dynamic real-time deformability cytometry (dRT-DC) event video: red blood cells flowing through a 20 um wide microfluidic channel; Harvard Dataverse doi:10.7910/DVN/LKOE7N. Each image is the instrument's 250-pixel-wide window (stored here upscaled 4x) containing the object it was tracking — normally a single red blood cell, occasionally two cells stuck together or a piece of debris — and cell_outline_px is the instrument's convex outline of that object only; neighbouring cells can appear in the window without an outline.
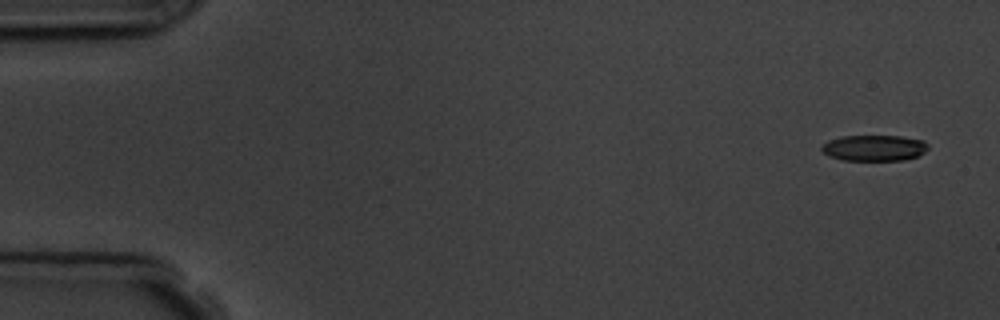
{"species": "common noctule bat (a hibernating species)", "species_latin": "Nyctalus noctula", "temperature_condition": "room temperature", "stored_images_in_passage": 5, "camera_frame_rate_fps": 3000, "um_per_image_px": 0.085, "animal": {"sex": "male", "body_mass_g": 19.5, "forearm_length_mm": 54.6}, "frame": {"image": 1, "passage_image": 1, "time_ms": 0.0, "image_size_px": [1000, 320], "cell_outline_px": [[928, 148], [924, 152], [916, 156], [904, 160], [844, 160], [828, 156], [820, 148], [828, 140], [840, 136], [900, 136], [924, 140], [928, 144]], "centroid_in_image_um": [74.3, 12.57], "position_along_channel_um": 10.7, "area_um2": 16.07}}
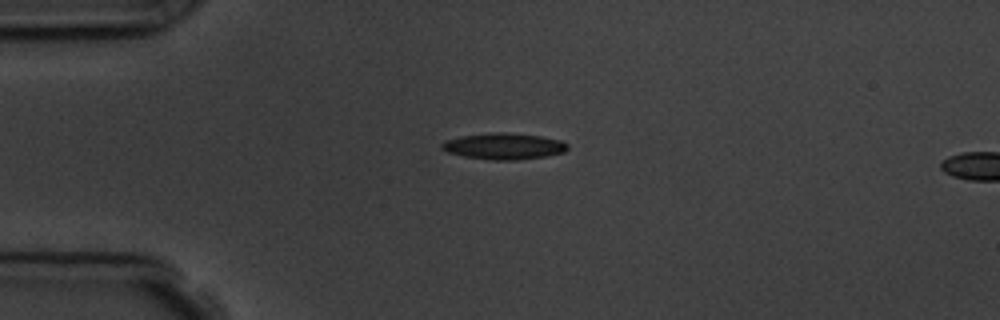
{"frame": {"image": 2, "passage_image": 4, "time_ms": 3.667, "image_size_px": [1000, 320], "cell_outline_px": [[568, 148], [564, 152], [544, 156], [516, 160], [492, 160], [464, 156], [448, 152], [440, 148], [440, 144], [444, 140], [460, 136], [492, 132], [508, 132], [540, 136], [560, 140], [568, 144]], "centroid_in_image_um": [42.79, 12.42], "position_along_channel_um": 42.2, "area_um2": 19.31}}